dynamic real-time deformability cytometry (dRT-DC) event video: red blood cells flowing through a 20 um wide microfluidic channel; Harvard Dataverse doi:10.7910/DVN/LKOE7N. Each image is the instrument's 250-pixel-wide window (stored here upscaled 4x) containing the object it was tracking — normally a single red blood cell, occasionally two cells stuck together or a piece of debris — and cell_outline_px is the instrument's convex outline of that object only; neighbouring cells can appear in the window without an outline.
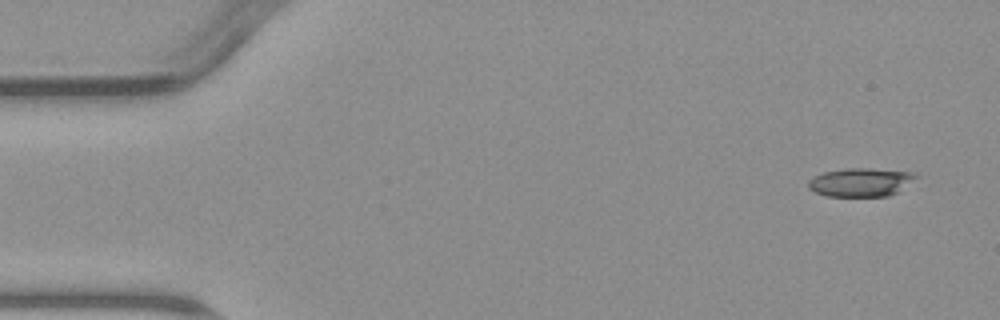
{"species": "common noctule bat (a hibernating species)", "species_latin": "Nyctalus noctula", "temperature_condition": "warm", "stored_images_in_passage": 6, "camera_frame_rate_fps": 3000, "um_per_image_px": 0.085, "animal": {"sex": "male", "body_mass_g": 23.1, "forearm_length_mm": 52.7}, "frame": {"image": 1, "passage_image": 1, "time_ms": 0.0, "image_size_px": [1000, 320], "cell_outline_px": [[920, 176], [896, 192], [888, 196], [828, 196], [816, 192], [808, 188], [808, 180], [824, 172], [844, 168], [868, 168], [916, 172]], "centroid_in_image_um": [73.18, 15.47], "position_along_channel_um": 11.8, "area_um2": 17.86}}
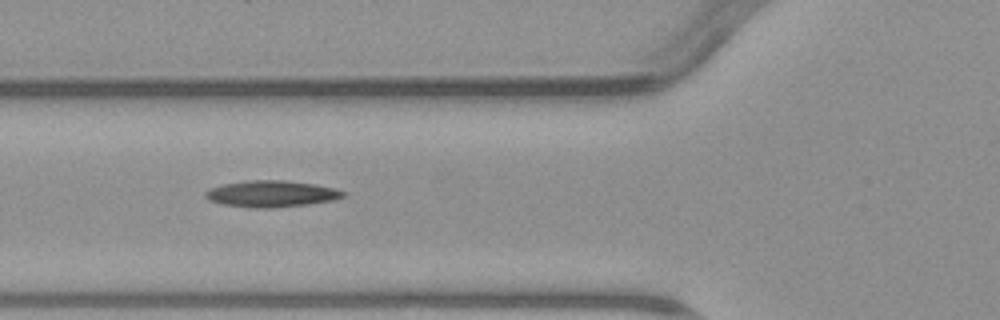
{"frame": {"image": 2, "passage_image": 5, "time_ms": 5.667, "image_size_px": [1000, 320], "cell_outline_px": [[344, 196], [332, 200], [308, 204], [272, 208], [256, 208], [224, 204], [208, 200], [204, 196], [204, 192], [208, 188], [224, 184], [248, 180], [284, 180], [312, 184], [336, 188], [344, 192]], "centroid_in_image_um": [23.02, 16.47], "position_along_channel_um": 102.8, "area_um2": 21.1}}
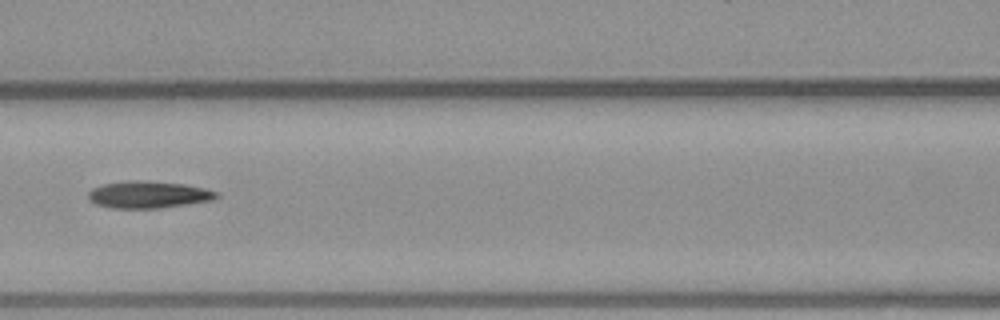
{"frame": {"image": 3, "passage_image": 6, "time_ms": 7.0, "image_size_px": [1000, 320], "cell_outline_px": [[220, 196], [212, 200], [188, 204], [160, 208], [112, 208], [96, 204], [88, 200], [88, 192], [92, 188], [104, 184], [128, 180], [140, 180], [184, 184], [204, 188], [220, 192]], "centroid_in_image_um": [12.62, 16.54], "position_along_channel_um": 154.0, "area_um2": 20.29}}